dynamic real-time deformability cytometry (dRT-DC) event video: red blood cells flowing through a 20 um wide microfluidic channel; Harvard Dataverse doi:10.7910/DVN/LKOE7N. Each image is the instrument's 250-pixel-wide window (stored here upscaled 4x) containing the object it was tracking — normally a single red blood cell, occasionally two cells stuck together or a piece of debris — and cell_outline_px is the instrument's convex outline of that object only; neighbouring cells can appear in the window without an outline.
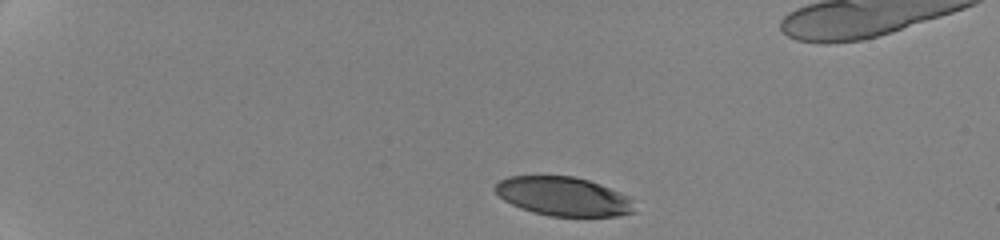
{"species": "human", "species_latin": "Homo sapiens", "temperature_condition": "cold", "stored_images_in_passage": 8, "camera_frame_rate_fps": 3000, "um_per_image_px": 0.085, "donor": {"sex": "female"}, "frame": {"image": 1, "passage_image": 2, "time_ms": 1.333, "image_size_px": [1000, 240], "cell_outline_px": [[636, 212], [616, 216], [548, 216], [532, 212], [520, 208], [504, 200], [492, 188], [500, 180], [508, 176], [576, 176], [600, 184], [620, 192], [628, 196], [632, 200]], "centroid_in_image_um": [47.89, 16.69], "position_along_channel_um": 37.1, "area_um2": 31.73}}
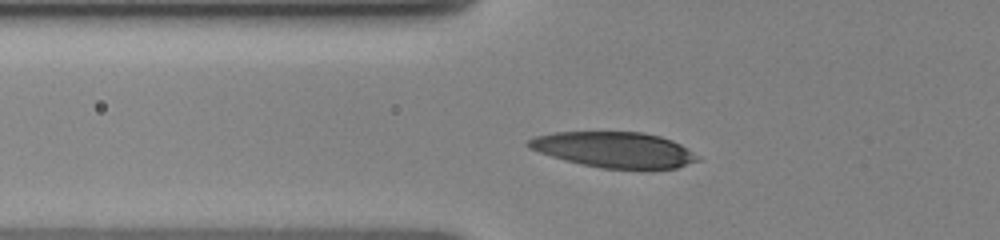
{"frame": {"image": 2, "passage_image": 6, "time_ms": 4.667, "image_size_px": [1000, 240], "cell_outline_px": [[700, 160], [676, 168], [600, 168], [564, 160], [528, 148], [524, 144], [528, 140], [536, 136], [556, 132], [644, 132], [660, 136], [672, 140], [680, 144], [700, 156]], "centroid_in_image_um": [52.21, 12.72], "position_along_channel_um": 73.6, "area_um2": 34.91}}
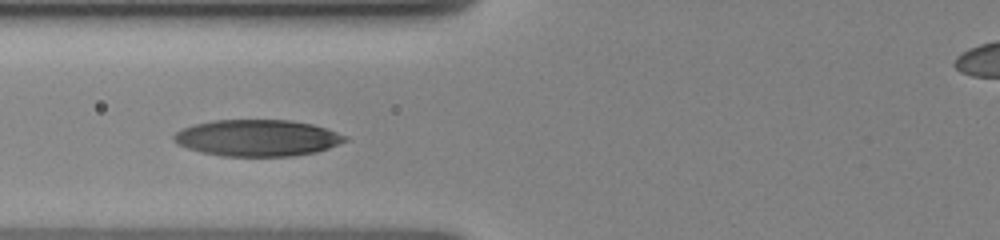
{"frame": {"image": 3, "passage_image": 7, "time_ms": 5.667, "image_size_px": [1000, 240], "cell_outline_px": [[348, 140], [328, 148], [316, 152], [292, 156], [220, 156], [200, 152], [176, 144], [172, 140], [172, 136], [176, 132], [192, 124], [212, 120], [292, 120], [312, 124], [348, 136]], "centroid_in_image_um": [21.84, 11.72], "position_along_channel_um": 104.0, "area_um2": 36.59}}